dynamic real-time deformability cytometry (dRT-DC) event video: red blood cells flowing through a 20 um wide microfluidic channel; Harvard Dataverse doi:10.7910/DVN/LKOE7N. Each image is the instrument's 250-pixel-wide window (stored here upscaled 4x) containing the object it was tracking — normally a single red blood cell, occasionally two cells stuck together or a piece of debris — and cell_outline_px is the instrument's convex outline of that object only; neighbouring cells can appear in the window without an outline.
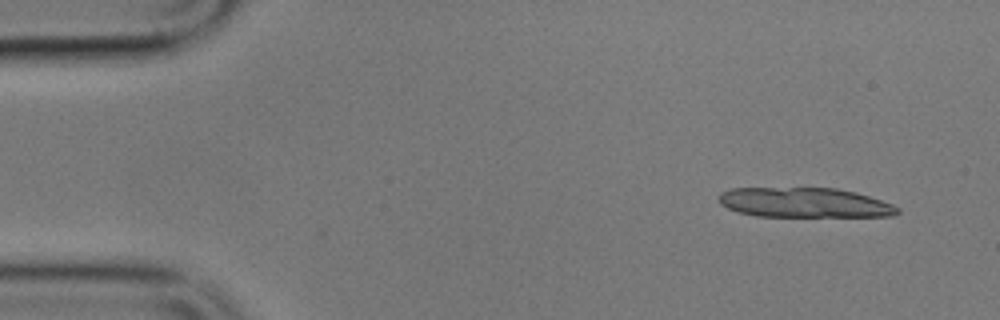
{"species": "common noctule bat (a hibernating species)", "species_latin": "Nyctalus noctula", "temperature_condition": "cold", "stored_images_in_passage": 6, "camera_frame_rate_fps": 3000, "um_per_image_px": 0.085, "animal": {"sex": "male", "body_mass_g": 17.9}, "frame": {"image": 1, "passage_image": 2, "time_ms": 1.0, "image_size_px": [1000, 320], "cell_outline_px": [[900, 212], [892, 216], [756, 216], [736, 212], [720, 204], [716, 196], [720, 192], [732, 188], [836, 188], [856, 192], [892, 204], [900, 208]], "centroid_in_image_um": [68.33, 17.22], "position_along_channel_um": 16.7, "area_um2": 31.15}}
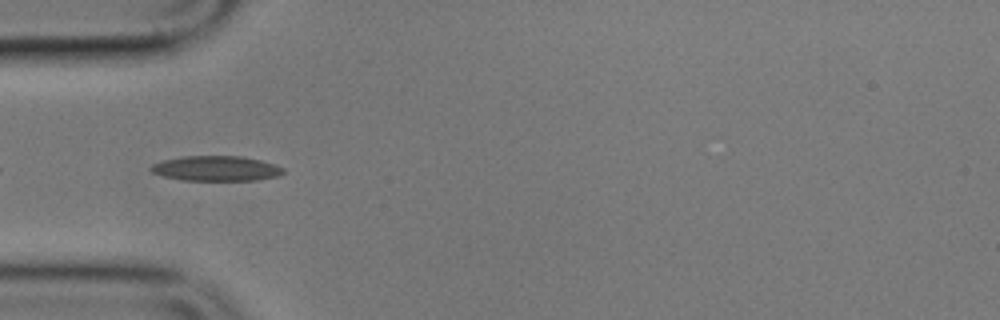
{"frame": {"image": 2, "passage_image": 5, "time_ms": 5.667, "image_size_px": [1000, 320], "cell_outline_px": [[284, 172], [280, 176], [256, 180], [180, 180], [164, 176], [152, 172], [148, 168], [152, 164], [164, 160], [184, 156], [240, 156], [260, 160], [284, 168]], "centroid_in_image_um": [18.36, 14.32], "position_along_channel_um": 66.6, "area_um2": 19.25}}
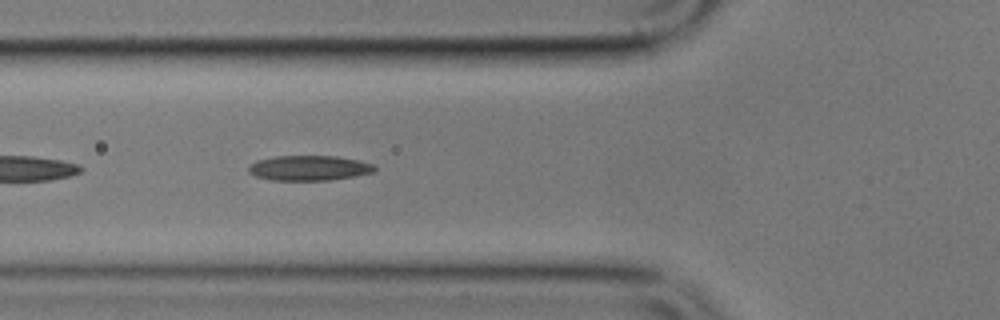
{"frame": {"image": 3, "passage_image": 6, "time_ms": 6.667, "image_size_px": [1000, 320], "cell_outline_px": [[376, 168], [372, 172], [332, 180], [272, 180], [256, 176], [248, 172], [248, 164], [256, 160], [276, 156], [336, 156], [360, 160], [372, 164]], "centroid_in_image_um": [26.22, 14.27], "position_along_channel_um": 99.6, "area_um2": 18.38}}